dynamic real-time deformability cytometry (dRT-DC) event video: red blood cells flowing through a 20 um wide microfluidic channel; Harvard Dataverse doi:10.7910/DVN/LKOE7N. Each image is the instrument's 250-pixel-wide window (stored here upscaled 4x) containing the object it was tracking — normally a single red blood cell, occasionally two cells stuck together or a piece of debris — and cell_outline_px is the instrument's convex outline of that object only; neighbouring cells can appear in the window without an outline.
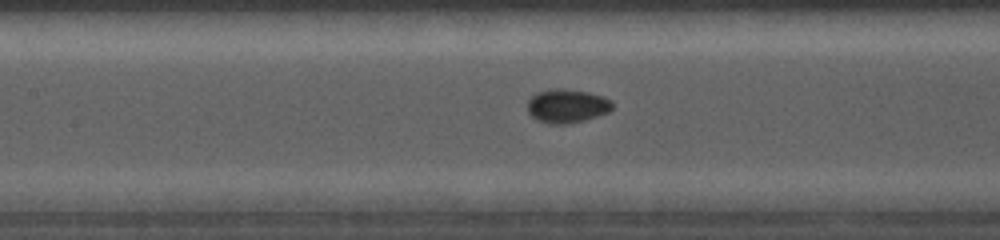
{"species": "common noctule bat (a hibernating species)", "species_latin": "Nyctalus noctula", "temperature_condition": "cold", "stored_images_in_passage": 41, "camera_frame_rate_fps": 5000, "um_per_image_px": 0.085, "animal": {"sex": "female", "body_mass_g": 19.0, "forearm_length_mm": 56.7}, "frame": {"image": 1, "passage_image": 13, "time_ms": 5.8, "image_size_px": [1000, 240], "cell_outline_px": [[612, 108], [608, 112], [584, 120], [568, 124], [548, 124], [532, 116], [528, 112], [528, 100], [536, 92], [552, 88], [564, 88], [588, 92], [604, 96], [612, 100]], "centroid_in_image_um": [48.2, 8.99], "position_along_channel_um": 159.2, "area_um2": 16.76}}
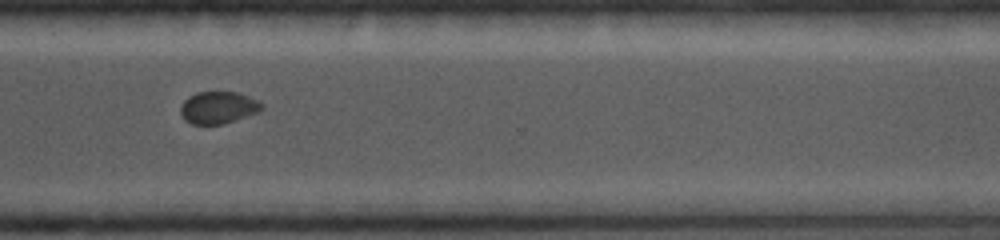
{"frame": {"image": 2, "passage_image": 28, "time_ms": 10.0, "image_size_px": [1000, 240], "cell_outline_px": [[264, 108], [260, 112], [224, 124], [192, 124], [184, 120], [180, 112], [180, 108], [184, 100], [188, 96], [196, 92], [236, 92], [260, 100], [264, 104]], "centroid_in_image_um": [18.58, 9.14], "position_along_channel_um": 352.0, "area_um2": 15.49}}
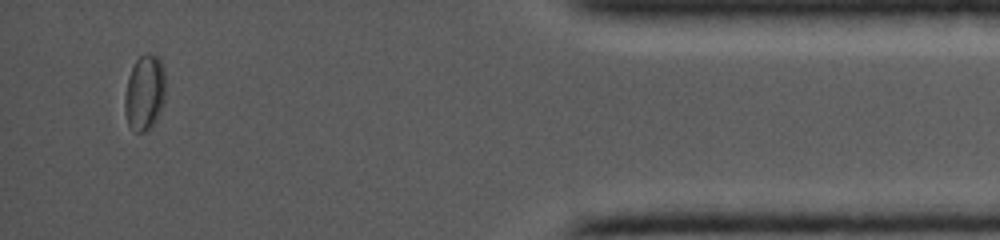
{"frame": {"image": 3, "passage_image": 38, "time_ms": 12.6, "image_size_px": [1000, 240], "cell_outline_px": [[164, 100], [160, 112], [156, 120], [144, 132], [136, 132], [128, 124], [124, 112], [124, 96], [128, 76], [136, 60], [144, 52], [148, 52], [156, 56], [160, 60], [164, 72]], "centroid_in_image_um": [12.27, 7.86], "position_along_channel_um": 422.9, "area_um2": 17.92}}